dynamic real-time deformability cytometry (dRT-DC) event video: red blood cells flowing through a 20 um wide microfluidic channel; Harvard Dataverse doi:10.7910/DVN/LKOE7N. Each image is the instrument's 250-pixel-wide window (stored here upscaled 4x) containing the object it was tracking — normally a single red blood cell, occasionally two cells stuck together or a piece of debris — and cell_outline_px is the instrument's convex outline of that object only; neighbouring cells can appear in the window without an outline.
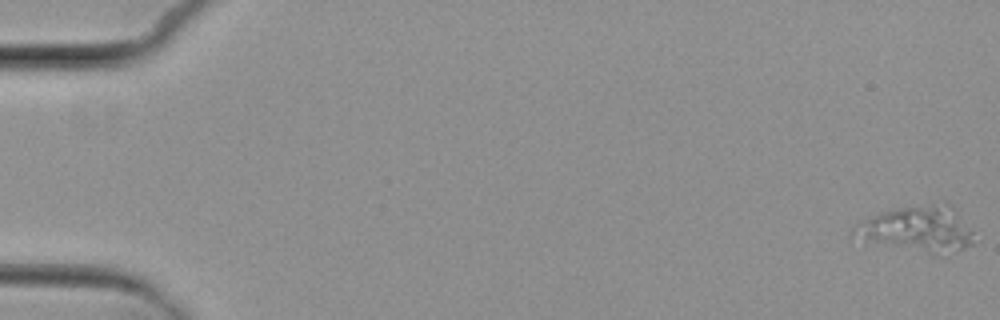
{"species": "common noctule bat (a hibernating species)", "species_latin": "Nyctalus noctula", "temperature_condition": "cold", "stored_images_in_passage": 6, "camera_frame_rate_fps": 3000, "um_per_image_px": 0.085, "animal": {"sex": "female", "body_mass_g": 29.2, "forearm_length_mm": 56.3}, "frame": {"image": 1, "passage_image": 1, "time_ms": 0.0, "image_size_px": [1000, 320], "cell_outline_px": [[972, 244], [964, 248], [936, 256], [932, 256], [876, 240], [852, 232], [852, 228], [856, 224], [880, 212], [900, 208], [944, 200], [948, 204], [972, 232]], "centroid_in_image_um": [78.11, 19.44], "position_along_channel_um": 6.9, "area_um2": 30.69}}